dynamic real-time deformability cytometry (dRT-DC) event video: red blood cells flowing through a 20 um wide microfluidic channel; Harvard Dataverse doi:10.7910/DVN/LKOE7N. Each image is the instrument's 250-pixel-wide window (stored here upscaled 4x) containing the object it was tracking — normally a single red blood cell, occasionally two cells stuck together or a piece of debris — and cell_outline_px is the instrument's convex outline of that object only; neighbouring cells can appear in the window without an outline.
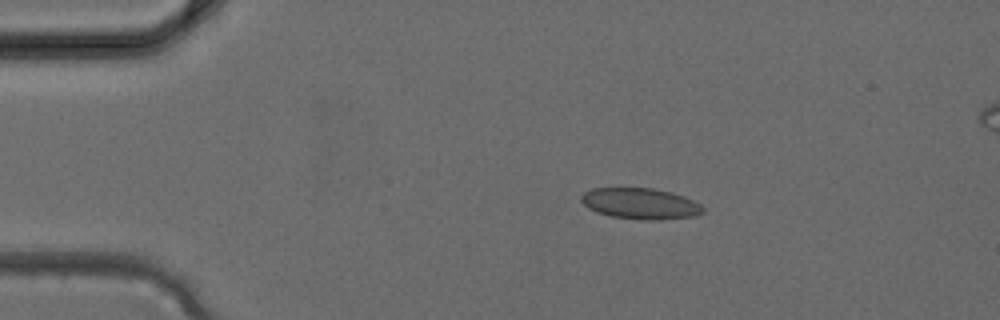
{"species": "common noctule bat (a hibernating species)", "species_latin": "Nyctalus noctula", "temperature_condition": "cold", "stored_images_in_passage": 3, "camera_frame_rate_fps": 3000, "um_per_image_px": 0.085, "animal": {"sex": "female", "body_mass_g": 24.6, "forearm_length_mm": 56.2}, "frame": {"image": 1, "passage_image": 1, "time_ms": 0.0, "image_size_px": [1000, 320], "cell_outline_px": [[704, 212], [692, 216], [660, 220], [640, 220], [612, 216], [596, 212], [588, 208], [580, 200], [580, 196], [584, 192], [592, 188], [652, 188], [672, 192], [684, 196], [700, 204], [704, 208]], "centroid_in_image_um": [54.42, 17.3], "position_along_channel_um": 30.6, "area_um2": 22.08}}